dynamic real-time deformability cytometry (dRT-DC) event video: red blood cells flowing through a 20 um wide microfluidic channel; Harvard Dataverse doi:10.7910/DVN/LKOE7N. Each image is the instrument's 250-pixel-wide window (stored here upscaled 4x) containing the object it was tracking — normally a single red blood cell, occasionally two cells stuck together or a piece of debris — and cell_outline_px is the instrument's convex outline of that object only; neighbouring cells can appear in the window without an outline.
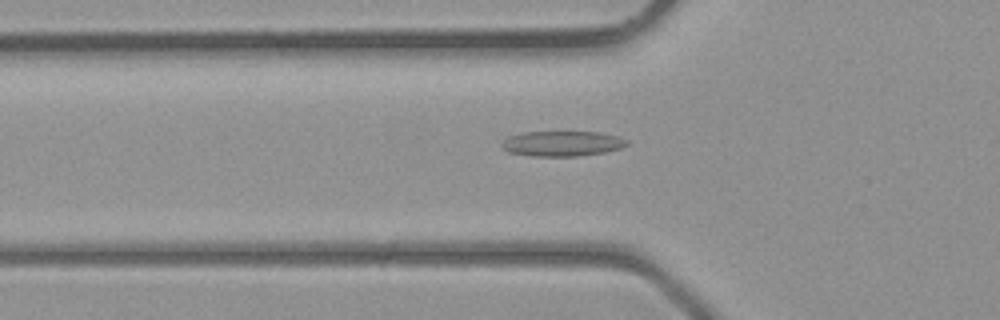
{"species": "common noctule bat (a hibernating species)", "species_latin": "Nyctalus noctula", "temperature_condition": "room temperature", "stored_images_in_passage": 28, "camera_frame_rate_fps": 3000, "um_per_image_px": 0.085, "animal": {"sex": "male", "body_mass_g": 23.1, "forearm_length_mm": 52.7}, "frame": {"image": 1, "passage_image": 2, "time_ms": 0.333, "image_size_px": [1000, 320], "cell_outline_px": [[628, 144], [620, 148], [604, 152], [576, 156], [532, 156], [508, 152], [500, 144], [508, 136], [524, 132], [600, 132], [616, 136], [628, 140]], "centroid_in_image_um": [47.76, 12.2], "position_along_channel_um": 78.0, "area_um2": 18.26}}
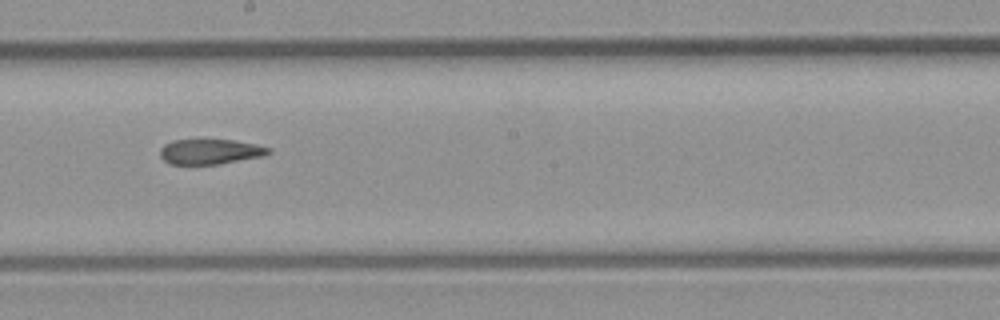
{"frame": {"image": 2, "passage_image": 11, "time_ms": 3.333, "image_size_px": [1000, 320], "cell_outline_px": [[272, 152], [264, 156], [220, 164], [168, 164], [160, 156], [160, 148], [164, 144], [172, 140], [200, 136], [232, 140], [256, 144], [272, 148]], "centroid_in_image_um": [17.84, 12.83], "position_along_channel_um": 230.4, "area_um2": 16.88}}
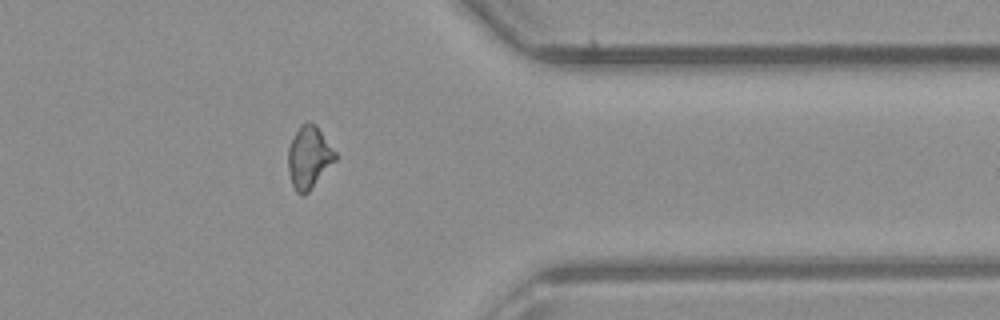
{"frame": {"image": 3, "passage_image": 21, "time_ms": 6.667, "image_size_px": [1000, 320], "cell_outline_px": [[336, 160], [308, 192], [304, 196], [300, 196], [296, 192], [292, 184], [288, 172], [288, 148], [300, 124], [308, 120], [316, 124], [336, 152]], "centroid_in_image_um": [26.25, 13.37], "position_along_channel_um": 385.1, "area_um2": 17.22}}